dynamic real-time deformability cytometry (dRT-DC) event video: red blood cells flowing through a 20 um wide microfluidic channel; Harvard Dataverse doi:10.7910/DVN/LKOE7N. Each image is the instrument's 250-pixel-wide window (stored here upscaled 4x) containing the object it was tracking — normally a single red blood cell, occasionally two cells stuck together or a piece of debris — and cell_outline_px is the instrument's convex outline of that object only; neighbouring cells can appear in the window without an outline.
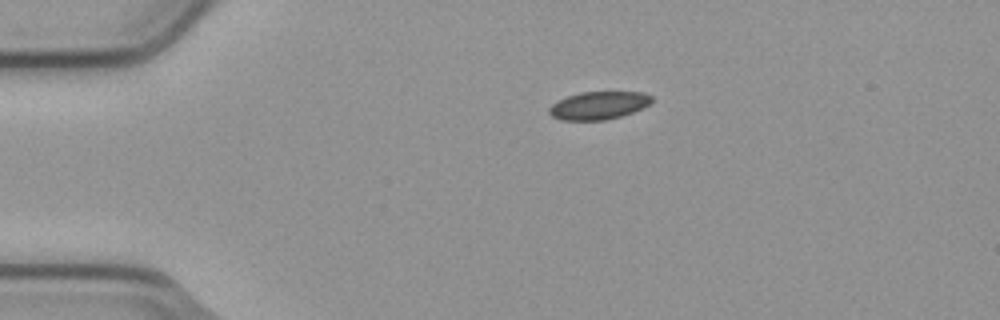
{"species": "common noctule bat (a hibernating species)", "species_latin": "Nyctalus noctula", "temperature_condition": "cold", "stored_images_in_passage": 6, "camera_frame_rate_fps": 3000, "um_per_image_px": 0.085, "animal": {"sex": "male", "body_mass_g": 23.1, "forearm_length_mm": 52.7}, "frame": {"image": 1, "passage_image": 1, "time_ms": 0.0, "image_size_px": [1000, 320], "cell_outline_px": [[652, 104], [644, 108], [620, 116], [604, 120], [560, 120], [552, 116], [548, 112], [548, 108], [556, 100], [580, 92], [644, 92], [652, 96]], "centroid_in_image_um": [50.89, 8.96], "position_along_channel_um": 34.1, "area_um2": 16.82}}
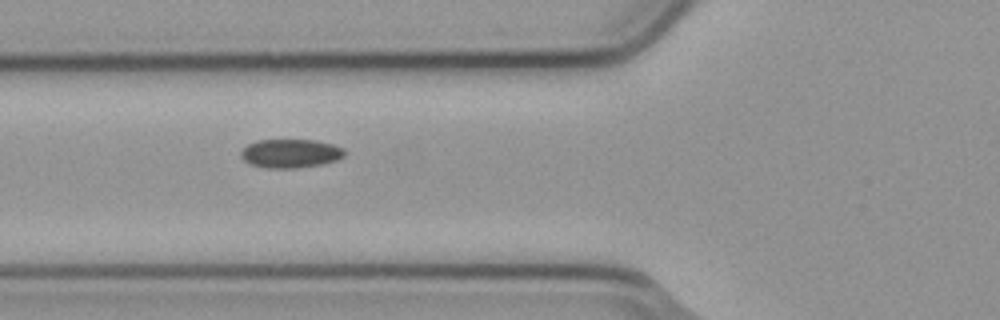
{"frame": {"image": 2, "passage_image": 3, "time_ms": 0.667, "image_size_px": [1000, 320], "cell_outline_px": [[344, 156], [336, 160], [320, 164], [296, 168], [264, 168], [248, 164], [240, 156], [240, 152], [248, 144], [256, 140], [316, 140], [332, 144], [344, 148]], "centroid_in_image_um": [24.65, 13.04], "position_along_channel_um": 101.1, "area_um2": 17.4}}
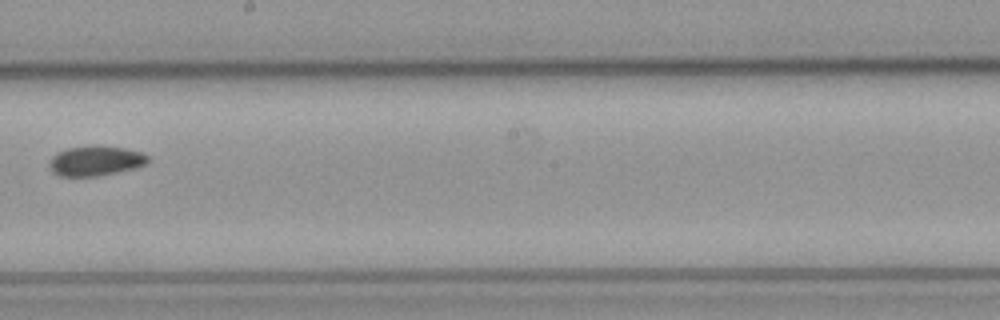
{"frame": {"image": 3, "passage_image": 6, "time_ms": 1.667, "image_size_px": [1000, 320], "cell_outline_px": [[148, 164], [136, 168], [100, 176], [60, 176], [52, 172], [48, 164], [52, 156], [56, 152], [68, 148], [124, 148], [140, 152], [148, 156]], "centroid_in_image_um": [8.11, 13.72], "position_along_channel_um": 240.1, "area_um2": 16.7}}